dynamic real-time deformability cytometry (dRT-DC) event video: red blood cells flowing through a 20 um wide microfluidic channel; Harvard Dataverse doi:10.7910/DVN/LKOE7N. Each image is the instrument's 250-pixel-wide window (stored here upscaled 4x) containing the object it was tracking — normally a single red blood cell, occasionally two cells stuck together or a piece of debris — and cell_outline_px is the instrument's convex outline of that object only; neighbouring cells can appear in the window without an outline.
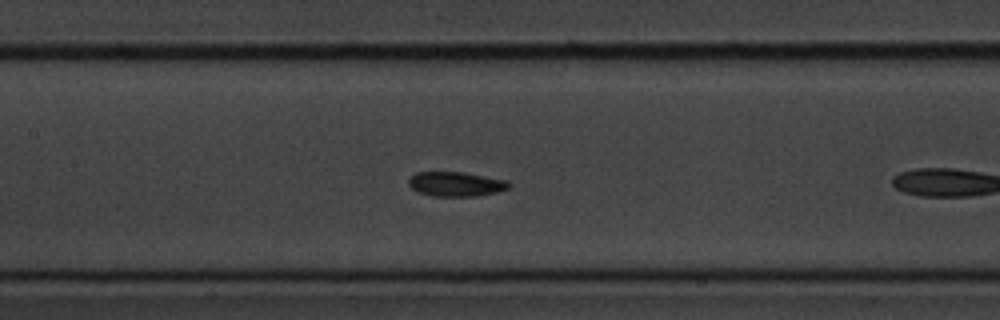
{"species": "common noctule bat (a hibernating species)", "species_latin": "Nyctalus noctula", "temperature_condition": "cold", "stored_images_in_passage": 15, "camera_frame_rate_fps": 3000, "um_per_image_px": 0.085, "animal": {"sex": "male", "body_mass_g": 20.1, "forearm_length_mm": 53.5}, "frame": {"image": 1, "passage_image": 13, "time_ms": 4.0, "image_size_px": [1000, 320], "cell_outline_px": [[512, 184], [508, 188], [496, 192], [476, 196], [432, 196], [416, 192], [408, 184], [408, 180], [416, 172], [464, 172], [508, 180]], "centroid_in_image_um": [38.75, 15.64], "position_along_channel_um": 168.6, "area_um2": 14.45}}